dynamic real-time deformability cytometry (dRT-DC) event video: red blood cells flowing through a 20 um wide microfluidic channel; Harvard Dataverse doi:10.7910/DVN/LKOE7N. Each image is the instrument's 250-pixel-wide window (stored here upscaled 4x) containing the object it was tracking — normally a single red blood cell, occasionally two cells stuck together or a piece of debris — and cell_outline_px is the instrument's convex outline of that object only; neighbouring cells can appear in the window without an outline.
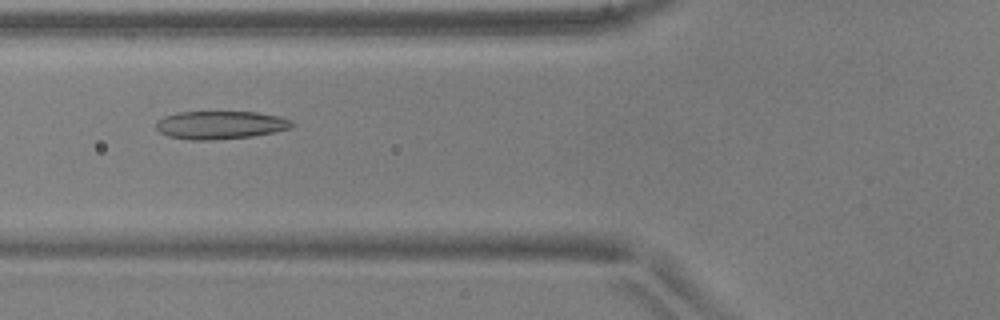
{"species": "common noctule bat (a hibernating species)", "species_latin": "Nyctalus noctula", "temperature_condition": "warm", "stored_images_in_passage": 52, "camera_frame_rate_fps": 3000, "um_per_image_px": 0.085, "animal": {"sex": "male", "body_mass_g": 17.9, "forearm_length_mm": 54.2}, "frame": {"image": 1, "passage_image": 20, "time_ms": 6.333, "image_size_px": [1000, 320], "cell_outline_px": [[296, 124], [292, 128], [252, 136], [212, 140], [192, 140], [168, 136], [160, 132], [156, 128], [156, 120], [164, 116], [180, 112], [256, 112], [280, 116], [292, 120]], "centroid_in_image_um": [18.75, 10.62], "position_along_channel_um": 107.1, "area_um2": 22.31}}
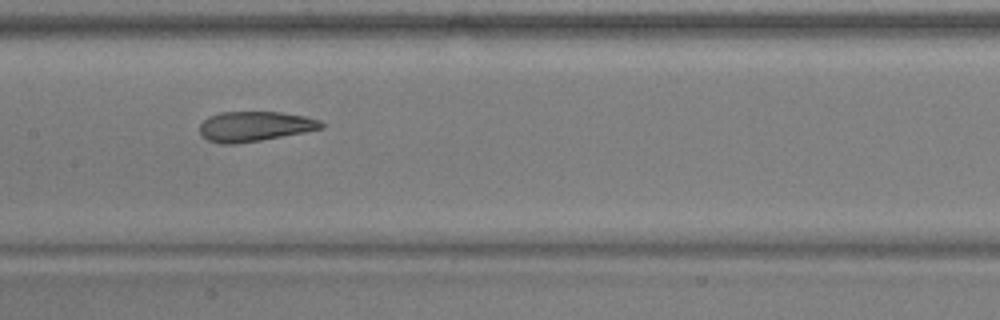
{"frame": {"image": 2, "passage_image": 26, "time_ms": 8.333, "image_size_px": [1000, 320], "cell_outline_px": [[324, 128], [304, 132], [260, 140], [236, 144], [220, 144], [208, 140], [200, 132], [200, 124], [208, 116], [220, 112], [280, 112], [304, 116], [320, 120], [324, 124]], "centroid_in_image_um": [21.64, 10.74], "position_along_channel_um": 185.8, "area_um2": 21.15}}
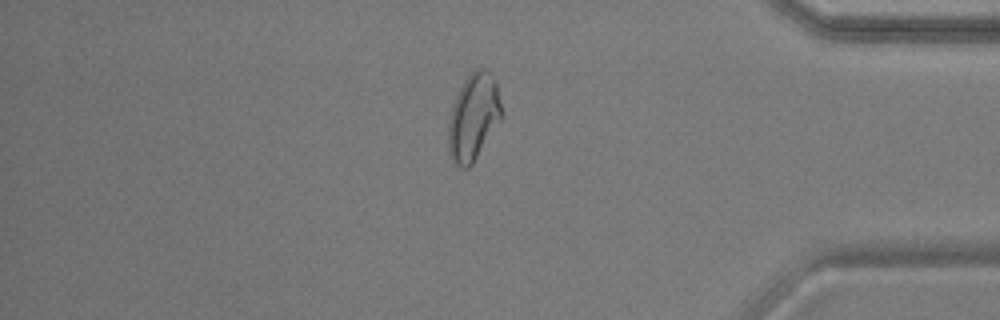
{"frame": {"image": 3, "passage_image": 44, "time_ms": 14.333, "image_size_px": [1000, 320], "cell_outline_px": [[504, 116], [472, 164], [468, 168], [460, 168], [452, 164], [448, 152], [448, 120], [456, 96], [464, 80], [476, 68], [484, 68], [496, 80], [504, 112]], "centroid_in_image_um": [40.26, 9.98], "position_along_channel_um": 394.9, "area_um2": 27.4}, "authors_computed_cell_mechanics": {"area_um2": 23.4957, "velocity_mm_per_s": 3.9157, "shape_relaxation_time_tau1_ms": 8.5865, "shape_relaxation_time_tau2_ms": 1.4384, "deformation_change_tau1": 0.2603, "deformation_change_tau2": 0.0916}}